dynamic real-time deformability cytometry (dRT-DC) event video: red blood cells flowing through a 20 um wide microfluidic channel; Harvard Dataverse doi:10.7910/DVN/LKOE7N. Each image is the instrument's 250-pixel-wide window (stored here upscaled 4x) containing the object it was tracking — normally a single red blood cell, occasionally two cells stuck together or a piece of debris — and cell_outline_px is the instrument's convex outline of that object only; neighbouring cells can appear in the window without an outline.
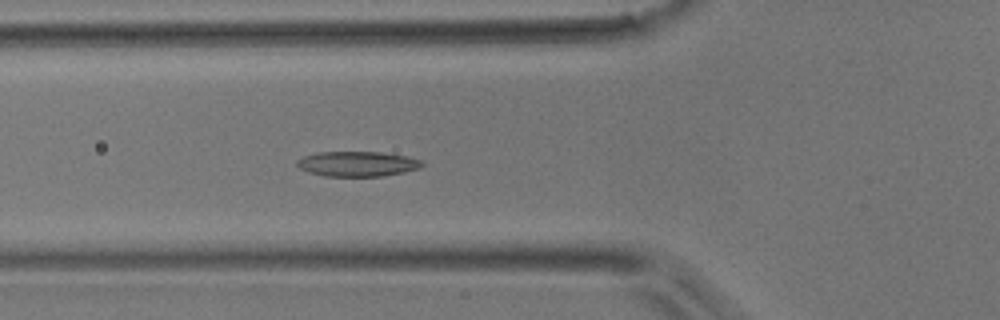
{"species": "common noctule bat (a hibernating species)", "species_latin": "Nyctalus noctula", "temperature_condition": "room temperature", "stored_images_in_passage": 50, "camera_frame_rate_fps": 3000, "um_per_image_px": 0.085, "animal": {"sex": "male", "body_mass_g": 17.9}, "frame": {"image": 1, "passage_image": 18, "time_ms": 5.667, "image_size_px": [1000, 320], "cell_outline_px": [[424, 164], [420, 168], [404, 172], [384, 176], [324, 176], [308, 172], [300, 168], [296, 164], [296, 160], [304, 156], [320, 152], [380, 152], [408, 156], [420, 160]], "centroid_in_image_um": [30.38, 13.93], "position_along_channel_um": 95.4, "area_um2": 18.26}}
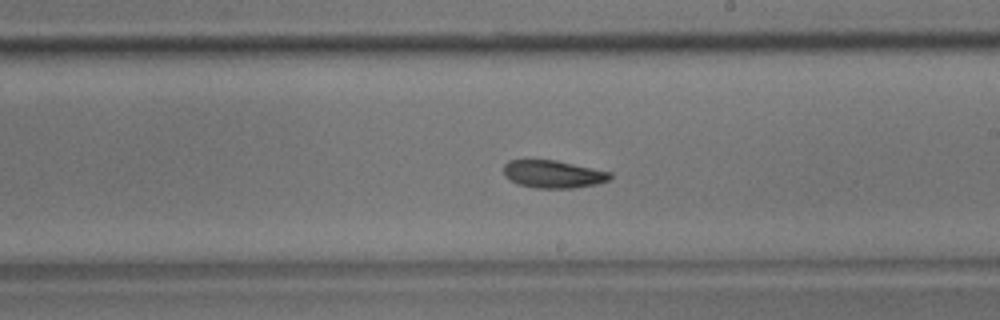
{"frame": {"image": 2, "passage_image": 29, "time_ms": 9.333, "image_size_px": [1000, 320], "cell_outline_px": [[612, 176], [608, 180], [596, 184], [572, 188], [536, 188], [516, 184], [504, 176], [504, 164], [508, 160], [556, 160], [612, 172]], "centroid_in_image_um": [47.0, 14.8], "position_along_channel_um": 242.0, "area_um2": 17.22}}
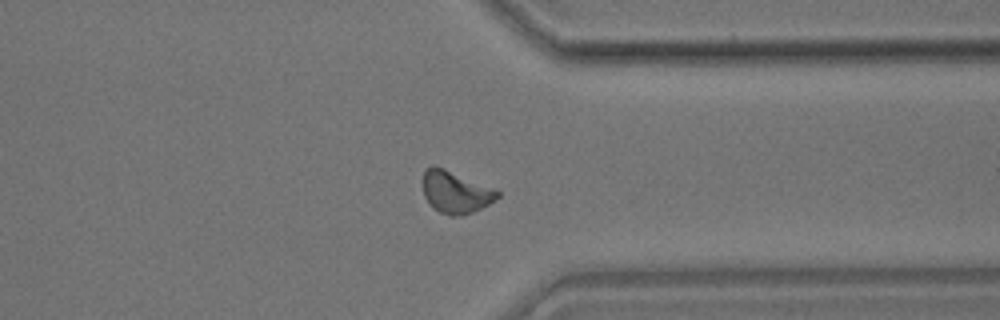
{"frame": {"image": 3, "passage_image": 39, "time_ms": 12.667, "image_size_px": [1000, 320], "cell_outline_px": [[500, 196], [488, 204], [464, 216], [448, 216], [432, 208], [424, 196], [424, 172], [432, 164], [444, 168], [496, 188], [500, 192]], "centroid_in_image_um": [38.74, 16.33], "position_along_channel_um": 372.7, "area_um2": 18.44}}